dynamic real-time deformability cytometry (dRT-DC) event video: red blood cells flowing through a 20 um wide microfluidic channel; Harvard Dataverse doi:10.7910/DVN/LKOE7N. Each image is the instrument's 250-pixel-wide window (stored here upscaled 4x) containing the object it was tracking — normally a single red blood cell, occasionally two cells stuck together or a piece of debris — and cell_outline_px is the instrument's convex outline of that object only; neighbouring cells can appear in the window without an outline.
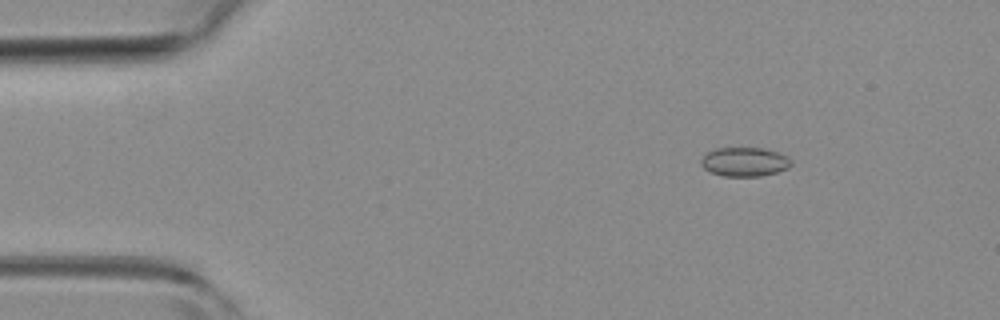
{"species": "common noctule bat (a hibernating species)", "species_latin": "Nyctalus noctula", "temperature_condition": "room temperature", "stored_images_in_passage": 4, "camera_frame_rate_fps": 3000, "um_per_image_px": 0.085, "animal": {"sex": "female", "body_mass_g": 19.3, "forearm_length_mm": 54.1}, "frame": {"image": 1, "passage_image": 2, "time_ms": 0.333, "image_size_px": [1000, 320], "cell_outline_px": [[792, 164], [788, 168], [776, 172], [760, 176], [724, 176], [712, 172], [704, 168], [700, 164], [700, 160], [708, 152], [716, 148], [764, 148], [788, 156], [792, 160]], "centroid_in_image_um": [63.31, 13.75], "position_along_channel_um": 21.7, "area_um2": 15.2}}